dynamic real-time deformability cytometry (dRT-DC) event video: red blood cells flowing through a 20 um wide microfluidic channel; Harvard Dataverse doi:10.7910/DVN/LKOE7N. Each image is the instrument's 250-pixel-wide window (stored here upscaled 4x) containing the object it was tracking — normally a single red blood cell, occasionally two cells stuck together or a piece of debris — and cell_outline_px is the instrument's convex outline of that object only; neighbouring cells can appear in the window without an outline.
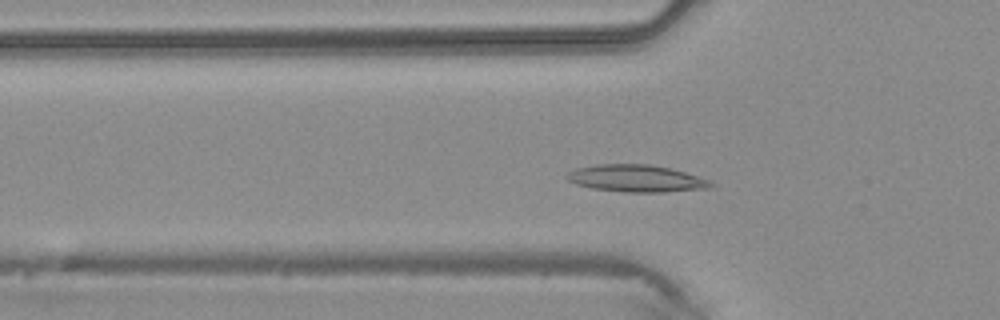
{"species": "common noctule bat (a hibernating species)", "species_latin": "Nyctalus noctula", "temperature_condition": "warm", "stored_images_in_passage": 37, "camera_frame_rate_fps": 3000, "um_per_image_px": 0.085, "animal": {"sex": "male", "body_mass_g": 20.4}, "frame": {"image": 1, "passage_image": 8, "time_ms": 2.333, "image_size_px": [1000, 320], "cell_outline_px": [[716, 184], [712, 188], [664, 192], [624, 192], [592, 188], [576, 184], [568, 180], [564, 176], [568, 172], [576, 168], [596, 164], [648, 164], [668, 168], [684, 172], [708, 180]], "centroid_in_image_um": [54.06, 15.17], "position_along_channel_um": 71.7, "area_um2": 22.72}}
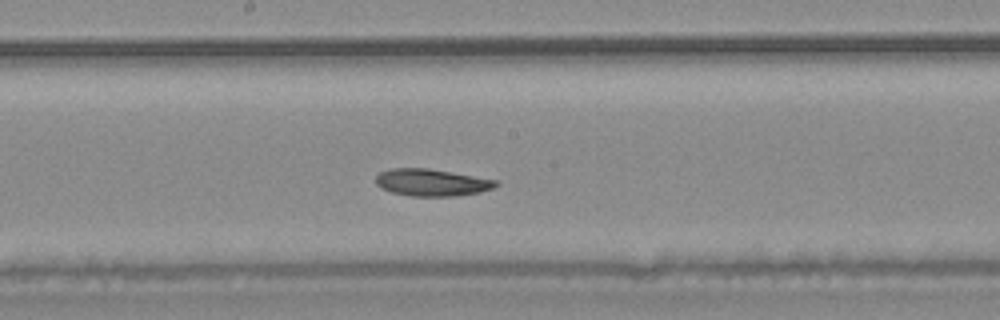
{"frame": {"image": 2, "passage_image": 17, "time_ms": 5.333, "image_size_px": [1000, 320], "cell_outline_px": [[500, 184], [492, 188], [480, 192], [452, 196], [412, 196], [392, 192], [380, 188], [376, 184], [376, 176], [380, 172], [388, 168], [428, 168], [500, 180]], "centroid_in_image_um": [36.7, 15.5], "position_along_channel_um": 211.5, "area_um2": 19.07}}
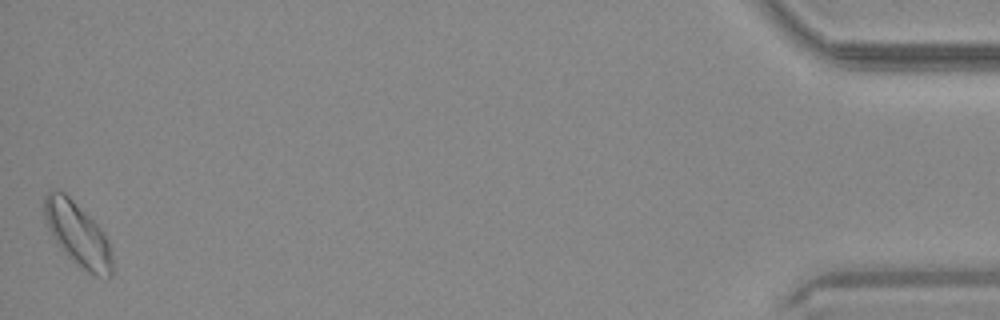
{"frame": {"image": 3, "passage_image": 37, "time_ms": 12.0, "image_size_px": [1000, 320], "cell_outline_px": [[112, 276], [108, 280], [96, 276], [88, 272], [76, 264], [60, 248], [52, 236], [48, 228], [44, 216], [44, 196], [52, 188], [60, 188], [104, 232], [108, 240], [112, 256]], "centroid_in_image_um": [6.6, 19.92], "position_along_channel_um": 428.6, "area_um2": 25.2}}